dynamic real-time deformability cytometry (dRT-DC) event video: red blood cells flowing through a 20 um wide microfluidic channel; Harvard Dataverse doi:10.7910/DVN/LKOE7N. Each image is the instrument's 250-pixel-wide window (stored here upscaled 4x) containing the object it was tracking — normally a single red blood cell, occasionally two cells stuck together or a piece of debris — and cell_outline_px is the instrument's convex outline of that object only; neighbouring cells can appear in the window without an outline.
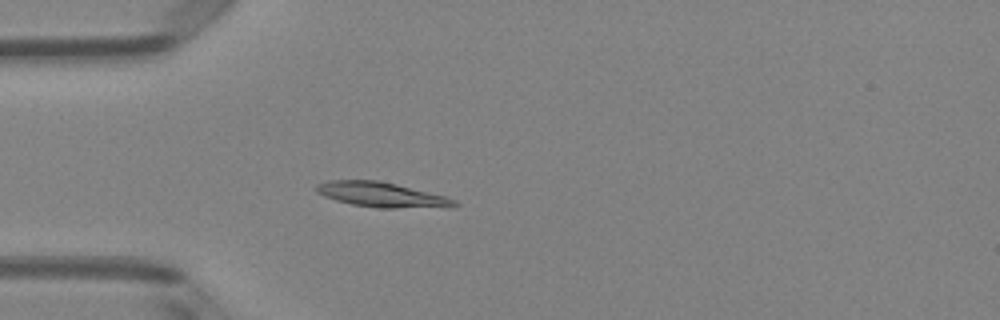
{"species": "Egyptian fruit bat (a non-hibernating species)", "species_latin": "Rousettus aegyptiacus", "temperature_condition": "room temperature", "stored_images_in_passage": 50, "camera_frame_rate_fps": 3000, "um_per_image_px": 0.085, "animal": {"sex": "female"}, "frame": {"image": 1, "passage_image": 14, "time_ms": 4.333, "image_size_px": [1000, 320], "cell_outline_px": [[460, 204], [452, 208], [376, 208], [352, 204], [336, 200], [324, 196], [316, 192], [316, 184], [328, 180], [376, 180], [396, 184], [444, 196], [456, 200]], "centroid_in_image_um": [32.48, 16.57], "position_along_channel_um": 52.5, "area_um2": 20.17}}
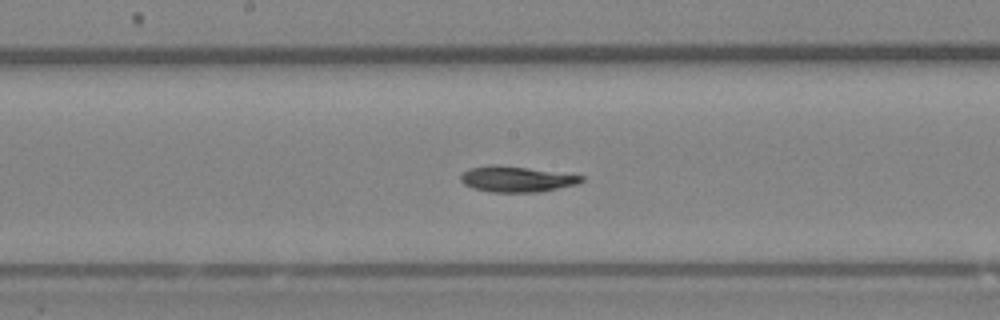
{"frame": {"image": 2, "passage_image": 26, "time_ms": 8.333, "image_size_px": [1000, 320], "cell_outline_px": [[584, 180], [576, 184], [540, 192], [492, 192], [472, 188], [464, 184], [460, 180], [460, 176], [468, 168], [488, 164], [496, 164], [584, 176]], "centroid_in_image_um": [43.84, 15.22], "position_along_channel_um": 204.4, "area_um2": 17.98}}
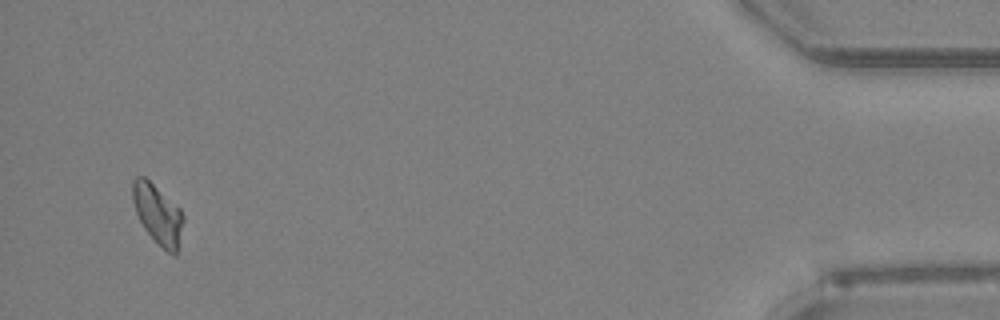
{"frame": {"image": 3, "passage_image": 48, "time_ms": 15.667, "image_size_px": [1000, 320], "cell_outline_px": [[184, 220], [176, 256], [172, 256], [144, 228], [136, 212], [132, 200], [132, 180], [136, 176], [144, 176], [180, 208], [184, 216]], "centroid_in_image_um": [13.41, 18.19], "position_along_channel_um": 421.8, "area_um2": 17.4}, "authors_computed_cell_mechanics": {"area_um2": 18.3226, "velocity_mm_per_s": 4.0284, "shape_relaxation_time_tau1_ms": 5.1866, "shape_relaxation_time_tau2_ms": null, "deformation_change_tau1": 0.1267, "deformation_change_tau2": null}}